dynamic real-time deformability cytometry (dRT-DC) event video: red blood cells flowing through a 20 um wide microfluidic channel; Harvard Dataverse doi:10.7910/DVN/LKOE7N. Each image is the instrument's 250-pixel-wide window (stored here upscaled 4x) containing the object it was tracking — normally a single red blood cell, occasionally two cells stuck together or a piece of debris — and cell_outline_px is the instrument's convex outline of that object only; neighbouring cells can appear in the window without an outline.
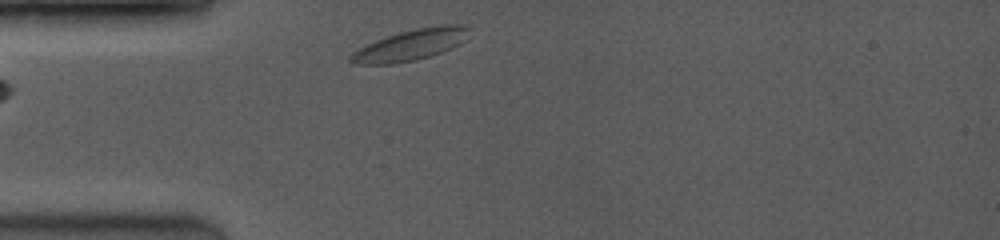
{"species": "common noctule bat (a hibernating species)", "species_latin": "Nyctalus noctula", "temperature_condition": "room temperature", "stored_images_in_passage": 26, "segment_of_instrument_passage": [1, 2], "camera_frame_rate_fps": 3500, "um_per_image_px": 0.085, "animal": {"sex": "female", "body_mass_g": 19.0, "forearm_length_mm": 53.3}, "frame": {"image": 1, "passage_image": 1, "time_ms": 0.0, "image_size_px": [1000, 240], "cell_outline_px": [[472, 28], [464, 40], [460, 44], [452, 48], [432, 56], [416, 60], [392, 64], [356, 64], [348, 60], [348, 56], [352, 52], [376, 40], [400, 32], [416, 28], [444, 24], [468, 24]], "centroid_in_image_um": [34.97, 3.81], "position_along_channel_um": 50.0, "area_um2": 21.62}}
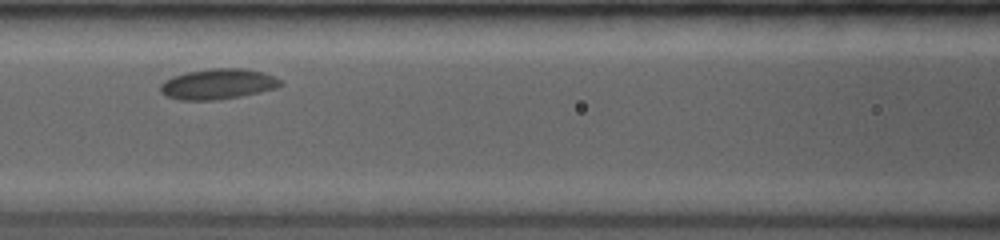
{"frame": {"image": 2, "passage_image": 6, "time_ms": 2.857, "image_size_px": [1000, 240], "cell_outline_px": [[284, 84], [276, 88], [260, 92], [240, 96], [216, 100], [180, 100], [168, 96], [160, 92], [160, 84], [164, 80], [172, 76], [188, 72], [212, 68], [244, 68], [264, 72], [280, 80]], "centroid_in_image_um": [18.52, 7.14], "position_along_channel_um": 148.1, "area_um2": 21.33}}
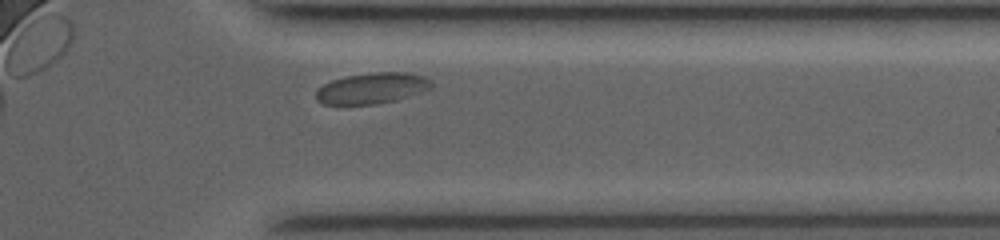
{"frame": {"image": 3, "passage_image": 21, "time_ms": 8.857, "image_size_px": [1000, 240], "cell_outline_px": [[432, 88], [396, 100], [376, 104], [324, 104], [316, 100], [316, 88], [332, 80], [344, 76], [372, 72], [408, 72], [424, 76], [432, 80]], "centroid_in_image_um": [31.62, 7.48], "position_along_channel_um": 379.8, "area_um2": 20.92}}